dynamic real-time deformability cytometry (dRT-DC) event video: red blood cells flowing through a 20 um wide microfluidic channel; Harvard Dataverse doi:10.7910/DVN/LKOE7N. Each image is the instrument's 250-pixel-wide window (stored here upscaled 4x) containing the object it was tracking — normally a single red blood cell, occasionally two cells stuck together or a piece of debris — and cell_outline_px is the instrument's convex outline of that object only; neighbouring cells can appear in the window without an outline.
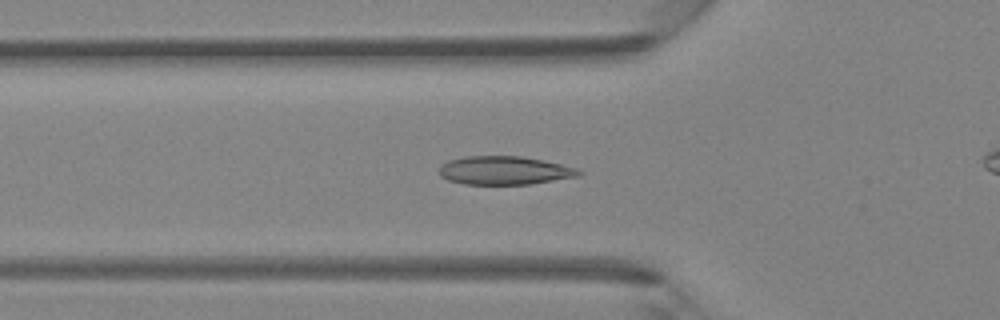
{"species": "Egyptian fruit bat (a non-hibernating species)", "species_latin": "Rousettus aegyptiacus", "temperature_condition": "room temperature", "stored_images_in_passage": 40, "camera_frame_rate_fps": 3000, "um_per_image_px": 0.085, "animal": {"sex": "female"}, "frame": {"image": 1, "passage_image": 9, "time_ms": 2.667, "image_size_px": [1000, 320], "cell_outline_px": [[584, 172], [580, 176], [528, 184], [464, 184], [448, 180], [440, 176], [440, 164], [448, 160], [464, 156], [520, 156], [580, 168]], "centroid_in_image_um": [42.88, 14.48], "position_along_channel_um": 82.9, "area_um2": 23.18}}
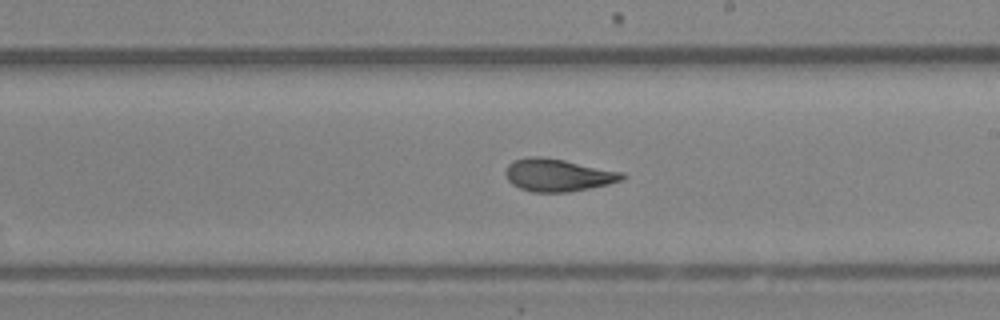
{"frame": {"image": 2, "passage_image": 20, "time_ms": 6.333, "image_size_px": [1000, 320], "cell_outline_px": [[624, 180], [608, 184], [568, 192], [532, 192], [520, 188], [512, 184], [508, 180], [504, 172], [508, 164], [512, 160], [528, 156], [540, 156], [564, 160], [624, 172]], "centroid_in_image_um": [47.39, 14.87], "position_along_channel_um": 241.6, "area_um2": 22.2}}
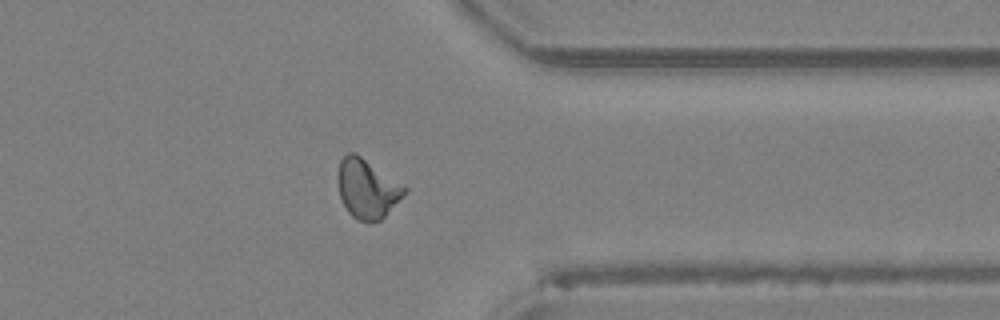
{"frame": {"image": 3, "passage_image": 30, "time_ms": 9.667, "image_size_px": [1000, 320], "cell_outline_px": [[408, 188], [384, 216], [380, 220], [372, 224], [368, 224], [356, 220], [348, 212], [340, 196], [336, 180], [336, 176], [340, 160], [348, 152], [356, 152]], "centroid_in_image_um": [31.15, 16.03], "position_along_channel_um": 380.2, "area_um2": 23.06}, "authors_computed_cell_mechanics": {"area_um2": 22.0796, "velocity_mm_per_s": 4.3433, "shape_relaxation_time_tau1_ms": 3.2379, "shape_relaxation_time_tau2_ms": 0.9123, "deformation_change_tau1": 0.1295, "deformation_change_tau2": 0.044}}